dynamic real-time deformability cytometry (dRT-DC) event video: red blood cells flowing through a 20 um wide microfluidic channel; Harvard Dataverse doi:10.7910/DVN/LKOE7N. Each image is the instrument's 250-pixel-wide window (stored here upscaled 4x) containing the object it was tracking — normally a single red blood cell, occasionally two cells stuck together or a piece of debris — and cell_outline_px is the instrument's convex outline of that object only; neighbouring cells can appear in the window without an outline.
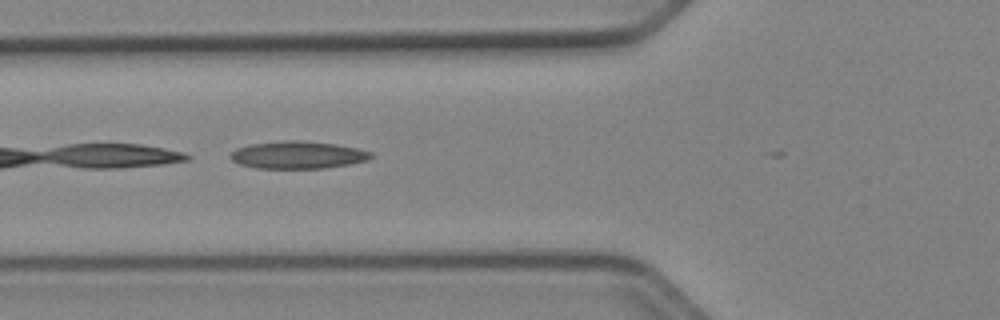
{"species": "Egyptian fruit bat (a non-hibernating species)", "species_latin": "Rousettus aegyptiacus", "temperature_condition": "cold", "stored_images_in_passage": 7, "camera_frame_rate_fps": 3000, "um_per_image_px": 0.085, "animal": {"sex": "female"}, "frame": {"image": 1, "passage_image": 3, "time_ms": 0.667, "image_size_px": [1000, 320], "cell_outline_px": [[372, 156], [368, 160], [352, 164], [324, 168], [256, 168], [240, 164], [232, 160], [228, 156], [236, 148], [248, 144], [284, 140], [304, 140], [336, 144], [356, 148], [372, 152]], "centroid_in_image_um": [25.3, 13.16], "position_along_channel_um": 100.5, "area_um2": 22.66}}
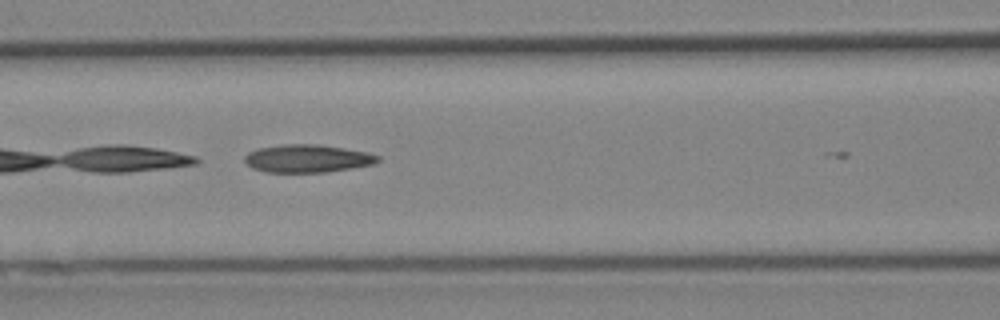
{"frame": {"image": 2, "passage_image": 6, "time_ms": 1.667, "image_size_px": [1000, 320], "cell_outline_px": [[380, 160], [372, 164], [352, 168], [324, 172], [264, 172], [252, 168], [244, 160], [244, 156], [248, 152], [260, 148], [284, 144], [316, 144], [344, 148], [368, 152], [380, 156]], "centroid_in_image_um": [26.13, 13.47], "position_along_channel_um": 140.5, "area_um2": 21.56}}